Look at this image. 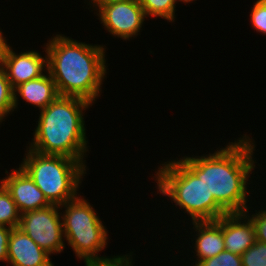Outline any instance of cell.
I'll return each instance as SVG.
<instances>
[{
	"label": "cell",
	"instance_id": "6da1fadb",
	"mask_svg": "<svg viewBox=\"0 0 266 266\" xmlns=\"http://www.w3.org/2000/svg\"><path fill=\"white\" fill-rule=\"evenodd\" d=\"M246 136L208 156L180 158L198 178H202L209 194L228 214L248 213L246 185L249 173L255 167L252 159L255 144Z\"/></svg>",
	"mask_w": 266,
	"mask_h": 266
},
{
	"label": "cell",
	"instance_id": "7a4b0ae2",
	"mask_svg": "<svg viewBox=\"0 0 266 266\" xmlns=\"http://www.w3.org/2000/svg\"><path fill=\"white\" fill-rule=\"evenodd\" d=\"M46 45L47 73L60 96H75L93 103L106 74L105 48L56 35Z\"/></svg>",
	"mask_w": 266,
	"mask_h": 266
},
{
	"label": "cell",
	"instance_id": "3957f363",
	"mask_svg": "<svg viewBox=\"0 0 266 266\" xmlns=\"http://www.w3.org/2000/svg\"><path fill=\"white\" fill-rule=\"evenodd\" d=\"M92 103L75 96H58L40 110L29 149L45 155H62L84 164L87 151L83 112Z\"/></svg>",
	"mask_w": 266,
	"mask_h": 266
},
{
	"label": "cell",
	"instance_id": "277c9868",
	"mask_svg": "<svg viewBox=\"0 0 266 266\" xmlns=\"http://www.w3.org/2000/svg\"><path fill=\"white\" fill-rule=\"evenodd\" d=\"M155 174L157 189L184 209L193 221H215L228 214L180 159L162 164ZM162 167V168H161Z\"/></svg>",
	"mask_w": 266,
	"mask_h": 266
},
{
	"label": "cell",
	"instance_id": "5b68a950",
	"mask_svg": "<svg viewBox=\"0 0 266 266\" xmlns=\"http://www.w3.org/2000/svg\"><path fill=\"white\" fill-rule=\"evenodd\" d=\"M20 167L43 192L51 205L61 206L77 197L86 172L82 162L62 155H45L28 150Z\"/></svg>",
	"mask_w": 266,
	"mask_h": 266
},
{
	"label": "cell",
	"instance_id": "8992f818",
	"mask_svg": "<svg viewBox=\"0 0 266 266\" xmlns=\"http://www.w3.org/2000/svg\"><path fill=\"white\" fill-rule=\"evenodd\" d=\"M63 206L66 208L61 218L64 236L77 257L84 259V262H106L114 259L116 256H98L107 245V231L89 202L77 196L60 208Z\"/></svg>",
	"mask_w": 266,
	"mask_h": 266
},
{
	"label": "cell",
	"instance_id": "52a82bcc",
	"mask_svg": "<svg viewBox=\"0 0 266 266\" xmlns=\"http://www.w3.org/2000/svg\"><path fill=\"white\" fill-rule=\"evenodd\" d=\"M60 206L27 211L21 214L18 228L26 233L38 246L48 254L60 253L64 249L63 222L60 218Z\"/></svg>",
	"mask_w": 266,
	"mask_h": 266
},
{
	"label": "cell",
	"instance_id": "ba28073f",
	"mask_svg": "<svg viewBox=\"0 0 266 266\" xmlns=\"http://www.w3.org/2000/svg\"><path fill=\"white\" fill-rule=\"evenodd\" d=\"M98 11L106 30L125 40L138 35L147 17L138 0L111 3L101 6Z\"/></svg>",
	"mask_w": 266,
	"mask_h": 266
},
{
	"label": "cell",
	"instance_id": "9c48e42d",
	"mask_svg": "<svg viewBox=\"0 0 266 266\" xmlns=\"http://www.w3.org/2000/svg\"><path fill=\"white\" fill-rule=\"evenodd\" d=\"M0 65L14 89L16 86L42 76L47 70V56L37 51L21 52L19 55L7 43L0 51ZM46 67V68H45Z\"/></svg>",
	"mask_w": 266,
	"mask_h": 266
},
{
	"label": "cell",
	"instance_id": "30bf717a",
	"mask_svg": "<svg viewBox=\"0 0 266 266\" xmlns=\"http://www.w3.org/2000/svg\"><path fill=\"white\" fill-rule=\"evenodd\" d=\"M0 183L9 192L21 214L51 205L43 192L20 166Z\"/></svg>",
	"mask_w": 266,
	"mask_h": 266
},
{
	"label": "cell",
	"instance_id": "8fae6325",
	"mask_svg": "<svg viewBox=\"0 0 266 266\" xmlns=\"http://www.w3.org/2000/svg\"><path fill=\"white\" fill-rule=\"evenodd\" d=\"M49 255L21 229L12 228L7 263L12 266H54Z\"/></svg>",
	"mask_w": 266,
	"mask_h": 266
},
{
	"label": "cell",
	"instance_id": "7c38bea8",
	"mask_svg": "<svg viewBox=\"0 0 266 266\" xmlns=\"http://www.w3.org/2000/svg\"><path fill=\"white\" fill-rule=\"evenodd\" d=\"M249 217L246 213H229L222 216L226 251L242 255L256 242L255 228ZM243 219L246 220L241 221Z\"/></svg>",
	"mask_w": 266,
	"mask_h": 266
},
{
	"label": "cell",
	"instance_id": "4fadbf2b",
	"mask_svg": "<svg viewBox=\"0 0 266 266\" xmlns=\"http://www.w3.org/2000/svg\"><path fill=\"white\" fill-rule=\"evenodd\" d=\"M197 239L195 248L197 263L202 260L212 258L225 250L224 237L222 231V217L215 221H193Z\"/></svg>",
	"mask_w": 266,
	"mask_h": 266
},
{
	"label": "cell",
	"instance_id": "5bb4252c",
	"mask_svg": "<svg viewBox=\"0 0 266 266\" xmlns=\"http://www.w3.org/2000/svg\"><path fill=\"white\" fill-rule=\"evenodd\" d=\"M14 92V109L17 107V93L26 102L39 107V109L46 108L50 103H52L58 96L59 93L56 88V84L52 79V76L42 75L36 79L24 82L16 86L13 90Z\"/></svg>",
	"mask_w": 266,
	"mask_h": 266
},
{
	"label": "cell",
	"instance_id": "9a60e30c",
	"mask_svg": "<svg viewBox=\"0 0 266 266\" xmlns=\"http://www.w3.org/2000/svg\"><path fill=\"white\" fill-rule=\"evenodd\" d=\"M21 213L6 188L0 184V225L10 228L19 226Z\"/></svg>",
	"mask_w": 266,
	"mask_h": 266
},
{
	"label": "cell",
	"instance_id": "2e32d148",
	"mask_svg": "<svg viewBox=\"0 0 266 266\" xmlns=\"http://www.w3.org/2000/svg\"><path fill=\"white\" fill-rule=\"evenodd\" d=\"M146 16L161 17L169 22L175 19V3L178 0H138Z\"/></svg>",
	"mask_w": 266,
	"mask_h": 266
},
{
	"label": "cell",
	"instance_id": "e0dca14e",
	"mask_svg": "<svg viewBox=\"0 0 266 266\" xmlns=\"http://www.w3.org/2000/svg\"><path fill=\"white\" fill-rule=\"evenodd\" d=\"M13 90L4 68L0 65V122L8 113L14 111Z\"/></svg>",
	"mask_w": 266,
	"mask_h": 266
},
{
	"label": "cell",
	"instance_id": "ac0fdd59",
	"mask_svg": "<svg viewBox=\"0 0 266 266\" xmlns=\"http://www.w3.org/2000/svg\"><path fill=\"white\" fill-rule=\"evenodd\" d=\"M242 266H266V244L256 241L242 255Z\"/></svg>",
	"mask_w": 266,
	"mask_h": 266
},
{
	"label": "cell",
	"instance_id": "d6986e66",
	"mask_svg": "<svg viewBox=\"0 0 266 266\" xmlns=\"http://www.w3.org/2000/svg\"><path fill=\"white\" fill-rule=\"evenodd\" d=\"M196 266H242V259L241 255L224 250L212 258L200 261Z\"/></svg>",
	"mask_w": 266,
	"mask_h": 266
},
{
	"label": "cell",
	"instance_id": "ffe728a7",
	"mask_svg": "<svg viewBox=\"0 0 266 266\" xmlns=\"http://www.w3.org/2000/svg\"><path fill=\"white\" fill-rule=\"evenodd\" d=\"M251 23L256 31L266 34V0H257L251 11Z\"/></svg>",
	"mask_w": 266,
	"mask_h": 266
},
{
	"label": "cell",
	"instance_id": "44dd1931",
	"mask_svg": "<svg viewBox=\"0 0 266 266\" xmlns=\"http://www.w3.org/2000/svg\"><path fill=\"white\" fill-rule=\"evenodd\" d=\"M255 228L256 241L266 244V210H260L250 217Z\"/></svg>",
	"mask_w": 266,
	"mask_h": 266
},
{
	"label": "cell",
	"instance_id": "7402d4cb",
	"mask_svg": "<svg viewBox=\"0 0 266 266\" xmlns=\"http://www.w3.org/2000/svg\"><path fill=\"white\" fill-rule=\"evenodd\" d=\"M132 255L116 256L114 259L106 262H85L86 266H133Z\"/></svg>",
	"mask_w": 266,
	"mask_h": 266
},
{
	"label": "cell",
	"instance_id": "603a6c76",
	"mask_svg": "<svg viewBox=\"0 0 266 266\" xmlns=\"http://www.w3.org/2000/svg\"><path fill=\"white\" fill-rule=\"evenodd\" d=\"M12 228L0 225V261H6L8 258V240Z\"/></svg>",
	"mask_w": 266,
	"mask_h": 266
},
{
	"label": "cell",
	"instance_id": "cb8c5ba5",
	"mask_svg": "<svg viewBox=\"0 0 266 266\" xmlns=\"http://www.w3.org/2000/svg\"><path fill=\"white\" fill-rule=\"evenodd\" d=\"M93 1V5L97 8L101 7V6H105L111 3H115V2H122V1H126V0H92Z\"/></svg>",
	"mask_w": 266,
	"mask_h": 266
},
{
	"label": "cell",
	"instance_id": "d4e9b609",
	"mask_svg": "<svg viewBox=\"0 0 266 266\" xmlns=\"http://www.w3.org/2000/svg\"><path fill=\"white\" fill-rule=\"evenodd\" d=\"M5 44H6V40L3 37L2 32L0 31V50L5 46Z\"/></svg>",
	"mask_w": 266,
	"mask_h": 266
},
{
	"label": "cell",
	"instance_id": "484cf974",
	"mask_svg": "<svg viewBox=\"0 0 266 266\" xmlns=\"http://www.w3.org/2000/svg\"><path fill=\"white\" fill-rule=\"evenodd\" d=\"M178 1H183V2L187 3V2H190V1H194V0H178Z\"/></svg>",
	"mask_w": 266,
	"mask_h": 266
}]
</instances>
